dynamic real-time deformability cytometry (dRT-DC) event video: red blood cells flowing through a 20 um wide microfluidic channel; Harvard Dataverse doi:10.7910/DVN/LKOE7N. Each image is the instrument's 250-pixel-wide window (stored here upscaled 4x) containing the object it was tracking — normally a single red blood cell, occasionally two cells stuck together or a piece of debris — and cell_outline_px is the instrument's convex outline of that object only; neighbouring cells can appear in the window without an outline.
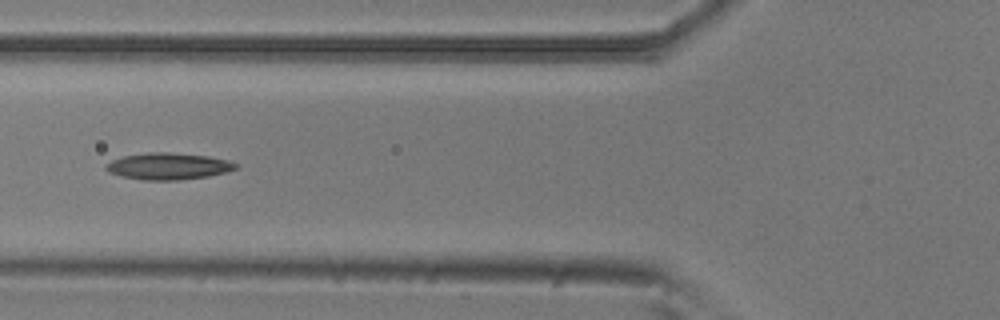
{"species": "common noctule bat (a hibernating species)", "species_latin": "Nyctalus noctula", "temperature_condition": "room temperature", "stored_images_in_passage": 9, "camera_frame_rate_fps": 3000, "um_per_image_px": 0.085, "animal": {"sex": "male", "body_mass_g": 20.5, "forearm_length_mm": 52.5}, "frame": {"image": 1, "passage_image": 6, "time_ms": 1.667, "image_size_px": [1000, 320], "cell_outline_px": [[240, 164], [236, 168], [228, 172], [208, 176], [180, 180], [144, 180], [120, 176], [108, 172], [104, 168], [104, 164], [112, 160], [124, 156], [148, 152], [168, 152], [208, 156], [228, 160]], "centroid_in_image_um": [14.3, 14.13], "position_along_channel_um": 111.5, "area_um2": 20.35}}
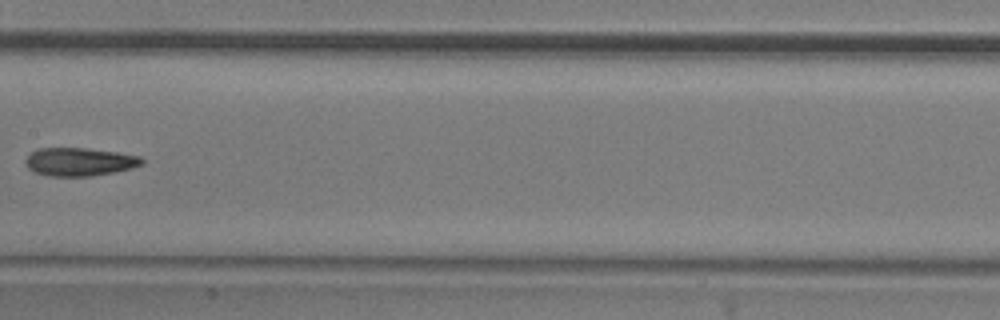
{"frame": {"image": 2, "passage_image": 8, "time_ms": 2.333, "image_size_px": [1000, 320], "cell_outline_px": [[144, 164], [132, 168], [92, 176], [52, 176], [36, 172], [28, 168], [24, 164], [24, 160], [32, 152], [40, 148], [84, 148], [116, 152], [140, 156], [144, 160]], "centroid_in_image_um": [6.76, 13.75], "position_along_channel_um": 200.6, "area_um2": 19.02}}
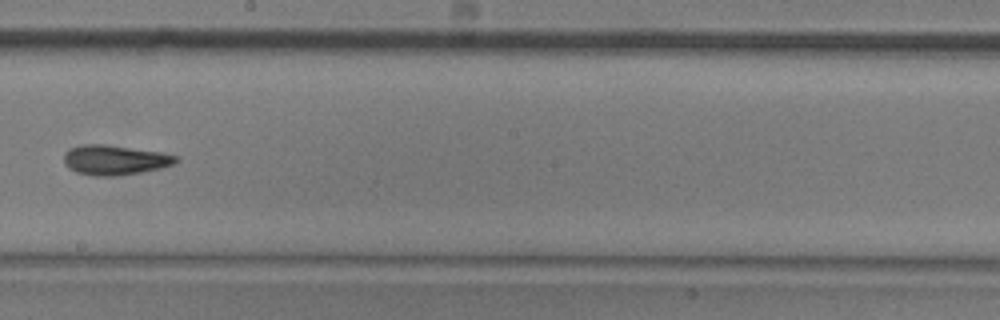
{"frame": {"image": 3, "passage_image": 9, "time_ms": 2.667, "image_size_px": [1000, 320], "cell_outline_px": [[180, 160], [176, 164], [160, 168], [140, 172], [116, 176], [96, 176], [76, 172], [68, 168], [64, 164], [64, 152], [68, 148], [80, 144], [108, 144], [160, 152], [176, 156]], "centroid_in_image_um": [9.73, 13.59], "position_along_channel_um": 238.5, "area_um2": 19.71}}